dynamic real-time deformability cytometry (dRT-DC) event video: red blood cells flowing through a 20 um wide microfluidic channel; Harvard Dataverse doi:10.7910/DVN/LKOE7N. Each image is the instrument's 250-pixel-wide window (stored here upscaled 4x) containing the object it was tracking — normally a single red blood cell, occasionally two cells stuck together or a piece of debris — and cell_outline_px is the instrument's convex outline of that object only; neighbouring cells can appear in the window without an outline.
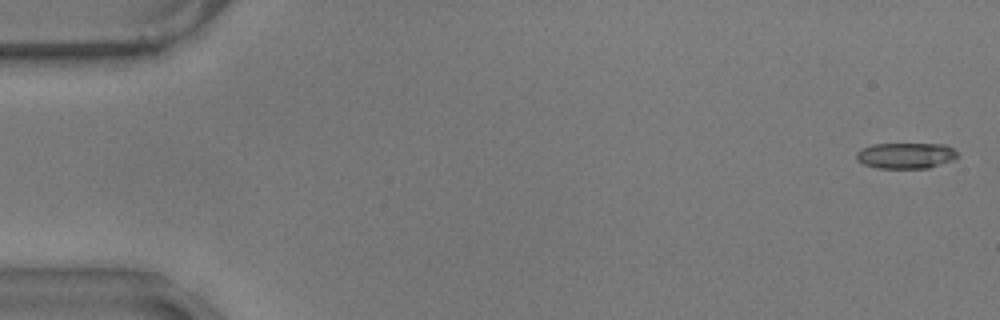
{"species": "common noctule bat (a hibernating species)", "species_latin": "Nyctalus noctula", "temperature_condition": "warm", "stored_images_in_passage": 58, "camera_frame_rate_fps": 3000, "um_per_image_px": 0.085, "animal": {"sex": "male", "body_mass_g": 17.9}, "frame": {"image": 1, "passage_image": 2, "time_ms": 0.333, "image_size_px": [1000, 320], "cell_outline_px": [[956, 156], [952, 160], [928, 168], [876, 168], [864, 164], [856, 160], [856, 152], [872, 144], [944, 144], [952, 148], [956, 152]], "centroid_in_image_um": [76.95, 13.22], "position_along_channel_um": 8.0, "area_um2": 15.09}}
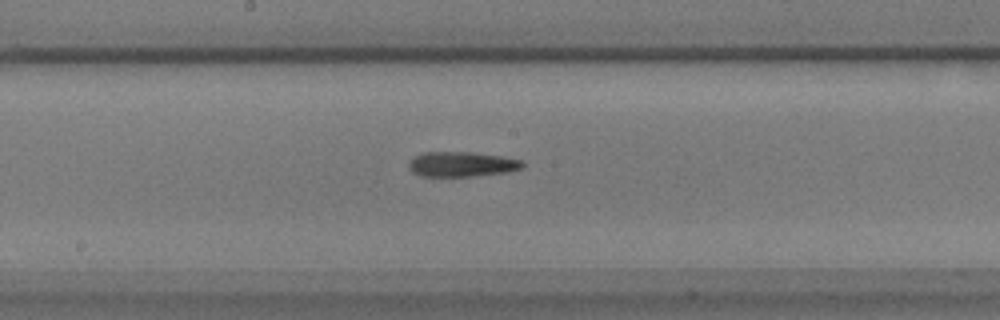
{"frame": {"image": 2, "passage_image": 31, "time_ms": 10.0, "image_size_px": [1000, 320], "cell_outline_px": [[524, 168], [508, 172], [472, 176], [420, 176], [412, 172], [408, 168], [408, 164], [412, 156], [424, 152], [472, 152], [500, 156], [524, 160]], "centroid_in_image_um": [39.24, 13.95], "position_along_channel_um": 209.0, "area_um2": 16.76}}
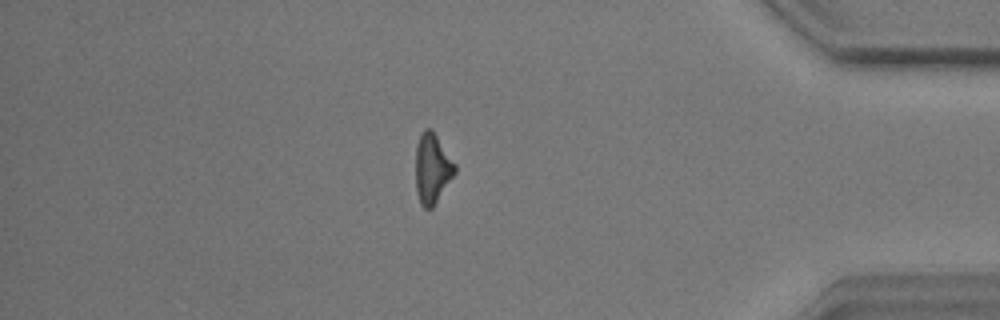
{"frame": {"image": 3, "passage_image": 50, "time_ms": 16.333, "image_size_px": [1000, 320], "cell_outline_px": [[456, 172], [432, 208], [424, 208], [420, 204], [416, 192], [416, 144], [420, 132], [424, 128], [432, 128], [456, 164]], "centroid_in_image_um": [36.73, 14.28], "position_along_channel_um": 398.5, "area_um2": 16.18}}